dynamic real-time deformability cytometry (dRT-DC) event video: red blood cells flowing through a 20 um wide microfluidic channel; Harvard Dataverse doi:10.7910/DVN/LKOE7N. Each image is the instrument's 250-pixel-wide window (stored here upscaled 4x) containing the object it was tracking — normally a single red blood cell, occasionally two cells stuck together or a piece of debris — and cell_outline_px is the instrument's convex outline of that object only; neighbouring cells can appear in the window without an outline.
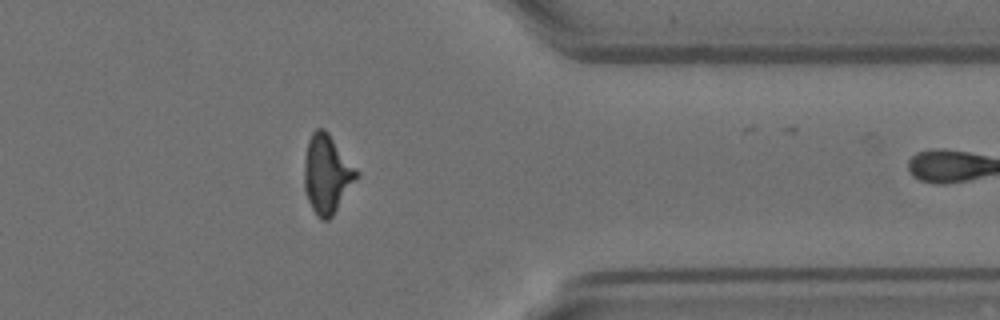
{"species": "Egyptian fruit bat (a non-hibernating species)", "species_latin": "Rousettus aegyptiacus", "temperature_condition": "room temperature", "stored_images_in_passage": 53, "camera_frame_rate_fps": 3000, "um_per_image_px": 0.085, "animal": {"sex": "female"}, "frame": {"image": 1, "passage_image": 52, "time_ms": 17.0, "image_size_px": [1000, 320], "cell_outline_px": [[360, 172], [332, 216], [328, 220], [320, 220], [316, 216], [308, 200], [304, 188], [304, 160], [308, 140], [312, 132], [316, 128], [324, 128], [328, 132]], "centroid_in_image_um": [27.77, 14.77], "position_along_channel_um": 383.6, "area_um2": 23.87}}